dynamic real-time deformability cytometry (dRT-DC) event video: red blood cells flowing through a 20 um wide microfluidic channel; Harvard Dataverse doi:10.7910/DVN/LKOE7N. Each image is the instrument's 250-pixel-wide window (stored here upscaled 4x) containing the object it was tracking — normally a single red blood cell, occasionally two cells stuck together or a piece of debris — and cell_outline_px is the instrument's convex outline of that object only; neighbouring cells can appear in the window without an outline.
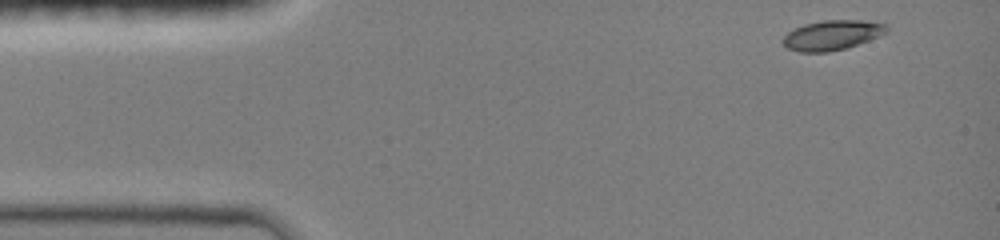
{"species": "common noctule bat (a hibernating species)", "species_latin": "Nyctalus noctula", "temperature_condition": "room temperature", "stored_images_in_passage": 41, "camera_frame_rate_fps": 3000, "um_per_image_px": 0.085, "animal": {"sex": "female", "body_mass_g": 19.0, "forearm_length_mm": 51.5}, "frame": {"image": 1, "passage_image": 1, "time_ms": 0.0, "image_size_px": [1000, 240], "cell_outline_px": [[888, 32], [868, 40], [844, 48], [828, 52], [800, 52], [788, 48], [784, 44], [784, 36], [788, 32], [804, 24], [824, 20], [860, 20], [888, 24]], "centroid_in_image_um": [70.75, 2.97], "position_along_channel_um": 14.3, "area_um2": 17.74}}
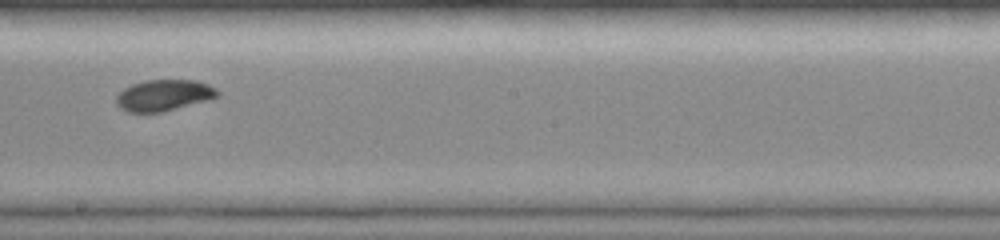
{"frame": {"image": 2, "passage_image": 24, "time_ms": 7.667, "image_size_px": [1000, 240], "cell_outline_px": [[220, 92], [216, 96], [208, 100], [160, 112], [128, 112], [120, 108], [116, 104], [116, 96], [124, 88], [132, 84], [144, 80], [196, 80], [208, 84], [216, 88]], "centroid_in_image_um": [13.91, 8.09], "position_along_channel_um": 234.3, "area_um2": 18.32}}
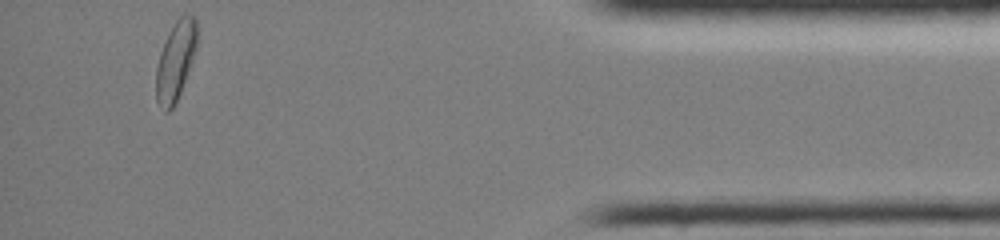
{"frame": {"image": 3, "passage_image": 41, "time_ms": 13.333, "image_size_px": [1000, 240], "cell_outline_px": [[196, 52], [180, 92], [172, 108], [168, 112], [164, 112], [156, 100], [156, 68], [160, 52], [176, 20], [184, 12], [188, 12], [196, 20]], "centroid_in_image_um": [14.92, 5.17], "position_along_channel_um": 420.3, "area_um2": 18.55}, "authors_computed_cell_mechanics": {"area_um2": 18.4382, "velocity_mm_per_s": 4.0531, "shape_relaxation_time_tau1_ms": 3.5822, "shape_relaxation_time_tau2_ms": null, "deformation_change_tau1": 0.1047, "deformation_change_tau2": null}}